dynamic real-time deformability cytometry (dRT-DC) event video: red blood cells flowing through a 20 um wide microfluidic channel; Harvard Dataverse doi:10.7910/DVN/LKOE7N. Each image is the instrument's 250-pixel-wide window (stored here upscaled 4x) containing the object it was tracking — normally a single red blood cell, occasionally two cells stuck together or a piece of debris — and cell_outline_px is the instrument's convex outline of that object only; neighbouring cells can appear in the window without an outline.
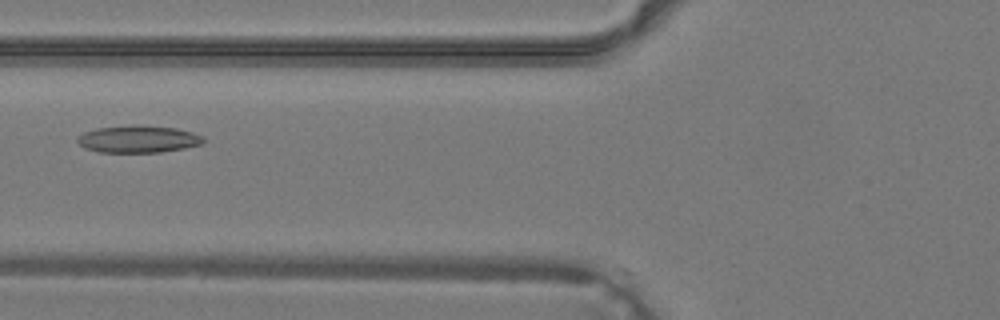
{"species": "common noctule bat (a hibernating species)", "species_latin": "Nyctalus noctula", "temperature_condition": "warm", "stored_images_in_passage": 40, "camera_frame_rate_fps": 3000, "um_per_image_px": 0.085, "animal": {"sex": "male", "body_mass_g": 19.2, "forearm_length_mm": 51.8}, "frame": {"image": 1, "passage_image": 17, "time_ms": 5.333, "image_size_px": [1000, 320], "cell_outline_px": [[204, 144], [184, 148], [160, 152], [100, 152], [84, 148], [76, 140], [76, 136], [84, 132], [96, 128], [140, 124], [176, 128], [192, 132], [204, 136]], "centroid_in_image_um": [11.75, 11.81], "position_along_channel_um": 114.0, "area_um2": 20.17}}
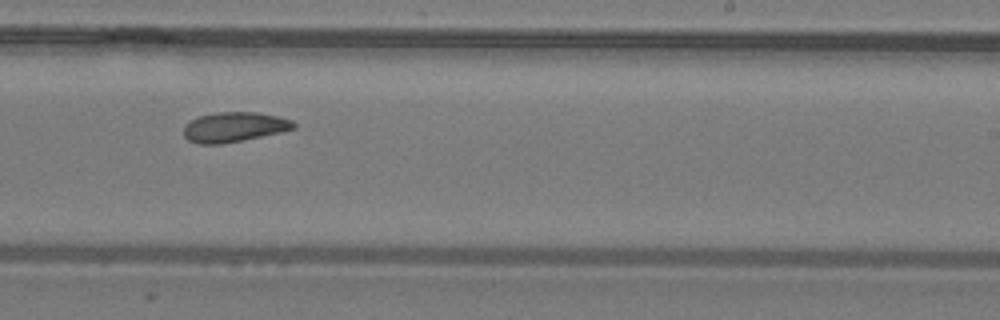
{"frame": {"image": 2, "passage_image": 26, "time_ms": 8.333, "image_size_px": [1000, 320], "cell_outline_px": [[296, 128], [284, 132], [220, 144], [196, 144], [188, 140], [184, 136], [184, 124], [200, 116], [216, 112], [256, 112], [280, 116], [292, 120], [296, 124]], "centroid_in_image_um": [19.93, 10.8], "position_along_channel_um": 269.1, "area_um2": 19.31}}
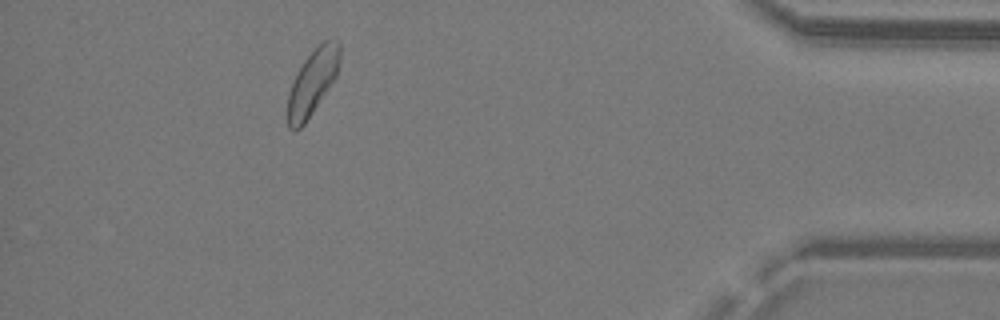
{"frame": {"image": 3, "passage_image": 37, "time_ms": 12.0, "image_size_px": [1000, 320], "cell_outline_px": [[340, 60], [336, 76], [304, 124], [296, 132], [288, 128], [288, 92], [304, 60], [316, 44], [324, 40], [340, 40]], "centroid_in_image_um": [26.57, 6.95], "position_along_channel_um": 408.6, "area_um2": 19.65}}